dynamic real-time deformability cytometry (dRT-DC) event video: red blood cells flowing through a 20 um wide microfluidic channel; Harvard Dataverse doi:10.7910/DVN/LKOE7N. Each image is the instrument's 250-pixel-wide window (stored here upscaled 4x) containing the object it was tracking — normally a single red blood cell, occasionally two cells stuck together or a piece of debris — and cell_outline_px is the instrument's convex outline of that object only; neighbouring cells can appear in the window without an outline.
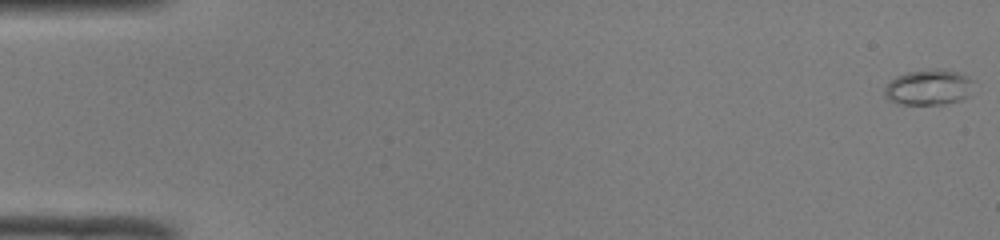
{"species": "common noctule bat (a hibernating species)", "species_latin": "Nyctalus noctula", "temperature_condition": "room temperature", "stored_images_in_passage": 51, "camera_frame_rate_fps": 3000, "um_per_image_px": 0.085, "animal": {"sex": "male", "body_mass_g": 19.0, "forearm_length_mm": 50.8}, "frame": {"image": 1, "passage_image": 1, "time_ms": 0.0, "image_size_px": [1000, 240], "cell_outline_px": [[976, 80], [972, 96], [960, 100], [944, 104], [896, 104], [888, 100], [884, 96], [884, 88], [896, 76], [908, 72], [936, 68], [944, 68], [968, 76]], "centroid_in_image_um": [79.01, 7.42], "position_along_channel_um": 6.0, "area_um2": 19.02}}
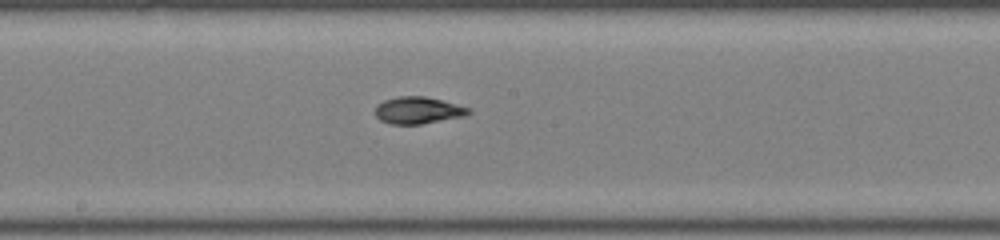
{"frame": {"image": 2, "passage_image": 28, "time_ms": 9.0, "image_size_px": [1000, 240], "cell_outline_px": [[472, 112], [464, 116], [420, 124], [388, 124], [380, 120], [376, 116], [376, 104], [384, 100], [400, 96], [424, 96], [472, 108]], "centroid_in_image_um": [35.53, 9.38], "position_along_channel_um": 212.7, "area_um2": 14.62}}
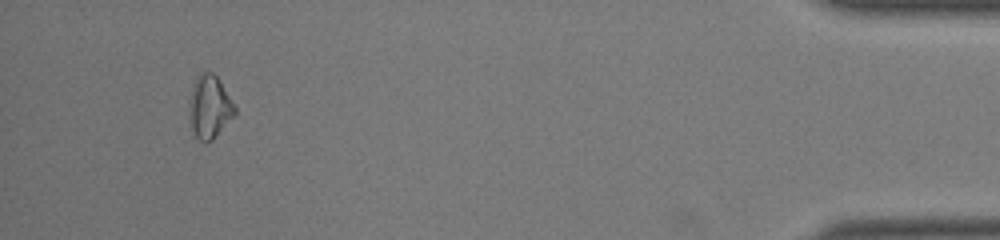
{"frame": {"image": 3, "passage_image": 48, "time_ms": 15.667, "image_size_px": [1000, 240], "cell_outline_px": [[236, 112], [212, 140], [204, 144], [196, 136], [192, 128], [188, 104], [196, 76], [200, 72], [212, 72], [220, 80], [236, 108]], "centroid_in_image_um": [17.8, 9.07], "position_along_channel_um": 417.4, "area_um2": 16.47}, "authors_computed_cell_mechanics": {"area_um2": 15.1436, "velocity_mm_per_s": 4.0938, "shape_relaxation_time_tau1_ms": 9.5487, "shape_relaxation_time_tau2_ms": 3.5611, "deformation_change_tau1": 0.2652, "deformation_change_tau2": 0.0571}}